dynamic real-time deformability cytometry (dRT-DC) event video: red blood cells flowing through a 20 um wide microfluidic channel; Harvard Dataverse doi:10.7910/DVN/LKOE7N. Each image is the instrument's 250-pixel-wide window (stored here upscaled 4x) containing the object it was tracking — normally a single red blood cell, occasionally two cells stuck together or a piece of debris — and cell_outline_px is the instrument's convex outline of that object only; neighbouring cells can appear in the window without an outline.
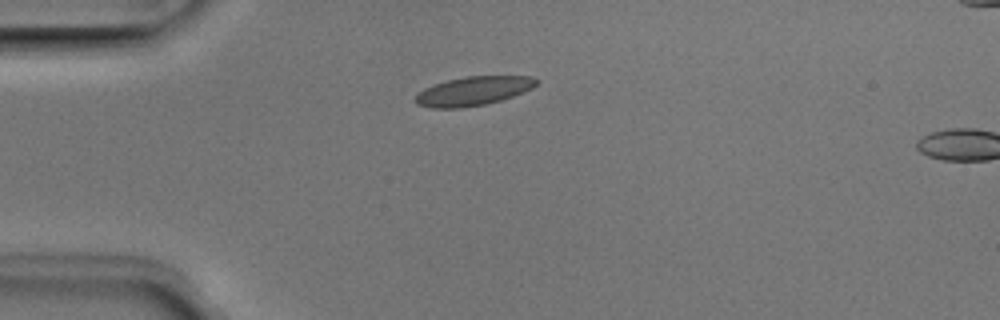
{"species": "Egyptian fruit bat (a non-hibernating species)", "species_latin": "Rousettus aegyptiacus", "temperature_condition": "room temperature", "stored_images_in_passage": 3, "camera_frame_rate_fps": 3000, "um_per_image_px": 0.085, "animal": {"sex": "male"}, "frame": {"image": 1, "passage_image": 2, "time_ms": 0.333, "image_size_px": [1000, 320], "cell_outline_px": [[540, 80], [532, 88], [512, 96], [500, 100], [484, 104], [460, 108], [432, 108], [416, 104], [412, 100], [424, 88], [448, 80], [464, 76], [532, 76]], "centroid_in_image_um": [40.21, 7.73], "position_along_channel_um": 44.8, "area_um2": 20.29}}